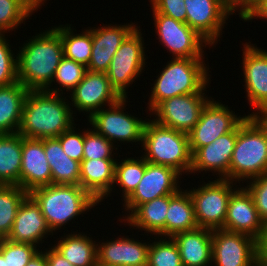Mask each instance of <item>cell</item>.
Wrapping results in <instances>:
<instances>
[{
    "instance_id": "6da1fadb",
    "label": "cell",
    "mask_w": 267,
    "mask_h": 266,
    "mask_svg": "<svg viewBox=\"0 0 267 266\" xmlns=\"http://www.w3.org/2000/svg\"><path fill=\"white\" fill-rule=\"evenodd\" d=\"M66 97L46 90H29L17 133L25 138H57L74 124Z\"/></svg>"
},
{
    "instance_id": "7a4b0ae2",
    "label": "cell",
    "mask_w": 267,
    "mask_h": 266,
    "mask_svg": "<svg viewBox=\"0 0 267 266\" xmlns=\"http://www.w3.org/2000/svg\"><path fill=\"white\" fill-rule=\"evenodd\" d=\"M64 57L60 35L52 28L33 36L17 54L18 82L28 90L50 89Z\"/></svg>"
},
{
    "instance_id": "3957f363",
    "label": "cell",
    "mask_w": 267,
    "mask_h": 266,
    "mask_svg": "<svg viewBox=\"0 0 267 266\" xmlns=\"http://www.w3.org/2000/svg\"><path fill=\"white\" fill-rule=\"evenodd\" d=\"M204 58H172L158 74L149 97L153 111L162 101L185 94L199 93L209 83V68Z\"/></svg>"
},
{
    "instance_id": "277c9868",
    "label": "cell",
    "mask_w": 267,
    "mask_h": 266,
    "mask_svg": "<svg viewBox=\"0 0 267 266\" xmlns=\"http://www.w3.org/2000/svg\"><path fill=\"white\" fill-rule=\"evenodd\" d=\"M29 195L40 206L52 232L60 230L63 225L99 204L80 185L51 184L35 188Z\"/></svg>"
},
{
    "instance_id": "5b68a950",
    "label": "cell",
    "mask_w": 267,
    "mask_h": 266,
    "mask_svg": "<svg viewBox=\"0 0 267 266\" xmlns=\"http://www.w3.org/2000/svg\"><path fill=\"white\" fill-rule=\"evenodd\" d=\"M141 146L145 151L142 157L147 162L170 167L180 175L190 174L192 153L187 133L148 119L144 125Z\"/></svg>"
},
{
    "instance_id": "8992f818",
    "label": "cell",
    "mask_w": 267,
    "mask_h": 266,
    "mask_svg": "<svg viewBox=\"0 0 267 266\" xmlns=\"http://www.w3.org/2000/svg\"><path fill=\"white\" fill-rule=\"evenodd\" d=\"M265 173H267V135L247 115L238 125L237 140L229 167V180L237 184Z\"/></svg>"
},
{
    "instance_id": "52a82bcc",
    "label": "cell",
    "mask_w": 267,
    "mask_h": 266,
    "mask_svg": "<svg viewBox=\"0 0 267 266\" xmlns=\"http://www.w3.org/2000/svg\"><path fill=\"white\" fill-rule=\"evenodd\" d=\"M233 187L232 181L217 178L207 184L204 182L197 189L187 190L193 201L198 227L210 230L224 227L229 199L238 188Z\"/></svg>"
},
{
    "instance_id": "ba28073f",
    "label": "cell",
    "mask_w": 267,
    "mask_h": 266,
    "mask_svg": "<svg viewBox=\"0 0 267 266\" xmlns=\"http://www.w3.org/2000/svg\"><path fill=\"white\" fill-rule=\"evenodd\" d=\"M144 49L140 26H137L118 48L106 71L112 87L122 98H127L126 90L144 70L146 65Z\"/></svg>"
},
{
    "instance_id": "9c48e42d",
    "label": "cell",
    "mask_w": 267,
    "mask_h": 266,
    "mask_svg": "<svg viewBox=\"0 0 267 266\" xmlns=\"http://www.w3.org/2000/svg\"><path fill=\"white\" fill-rule=\"evenodd\" d=\"M127 99L128 97L121 98L115 104L110 105L108 109L102 108L94 112L88 117V121L96 132L113 144L116 141H120V143L141 142L140 144H142L143 130L147 119H138V117L129 115L128 112L124 113Z\"/></svg>"
},
{
    "instance_id": "30bf717a",
    "label": "cell",
    "mask_w": 267,
    "mask_h": 266,
    "mask_svg": "<svg viewBox=\"0 0 267 266\" xmlns=\"http://www.w3.org/2000/svg\"><path fill=\"white\" fill-rule=\"evenodd\" d=\"M155 33L159 42L169 50L173 58H202L203 47L211 44L186 23L161 13H153Z\"/></svg>"
},
{
    "instance_id": "8fae6325",
    "label": "cell",
    "mask_w": 267,
    "mask_h": 266,
    "mask_svg": "<svg viewBox=\"0 0 267 266\" xmlns=\"http://www.w3.org/2000/svg\"><path fill=\"white\" fill-rule=\"evenodd\" d=\"M215 266H261L258 240L244 233L212 230Z\"/></svg>"
},
{
    "instance_id": "7c38bea8",
    "label": "cell",
    "mask_w": 267,
    "mask_h": 266,
    "mask_svg": "<svg viewBox=\"0 0 267 266\" xmlns=\"http://www.w3.org/2000/svg\"><path fill=\"white\" fill-rule=\"evenodd\" d=\"M206 86L199 93L185 94L162 101L150 115L157 124L184 133H189L198 122L206 103Z\"/></svg>"
},
{
    "instance_id": "4fadbf2b",
    "label": "cell",
    "mask_w": 267,
    "mask_h": 266,
    "mask_svg": "<svg viewBox=\"0 0 267 266\" xmlns=\"http://www.w3.org/2000/svg\"><path fill=\"white\" fill-rule=\"evenodd\" d=\"M211 99L203 108L194 128L188 133L190 150L193 154L198 148L214 142L217 138L233 131L247 116H237L228 105ZM231 110V111H230ZM234 112V113H233Z\"/></svg>"
},
{
    "instance_id": "5bb4252c",
    "label": "cell",
    "mask_w": 267,
    "mask_h": 266,
    "mask_svg": "<svg viewBox=\"0 0 267 266\" xmlns=\"http://www.w3.org/2000/svg\"><path fill=\"white\" fill-rule=\"evenodd\" d=\"M180 177V174L170 167L147 162L141 181L123 203L125 211L129 212L123 218L126 219L140 204L176 194L181 189L178 184Z\"/></svg>"
},
{
    "instance_id": "9a60e30c",
    "label": "cell",
    "mask_w": 267,
    "mask_h": 266,
    "mask_svg": "<svg viewBox=\"0 0 267 266\" xmlns=\"http://www.w3.org/2000/svg\"><path fill=\"white\" fill-rule=\"evenodd\" d=\"M184 3L186 24L214 46L233 10L223 0H184Z\"/></svg>"
},
{
    "instance_id": "2e32d148",
    "label": "cell",
    "mask_w": 267,
    "mask_h": 266,
    "mask_svg": "<svg viewBox=\"0 0 267 266\" xmlns=\"http://www.w3.org/2000/svg\"><path fill=\"white\" fill-rule=\"evenodd\" d=\"M70 106L79 112L89 113L101 110L104 106H110L122 97L112 87L105 72L86 71L80 83L71 91ZM72 104V105H71Z\"/></svg>"
},
{
    "instance_id": "e0dca14e",
    "label": "cell",
    "mask_w": 267,
    "mask_h": 266,
    "mask_svg": "<svg viewBox=\"0 0 267 266\" xmlns=\"http://www.w3.org/2000/svg\"><path fill=\"white\" fill-rule=\"evenodd\" d=\"M222 229L244 233L258 241L263 236L264 222L259 217L253 198L245 187H238L232 193Z\"/></svg>"
},
{
    "instance_id": "ac0fdd59",
    "label": "cell",
    "mask_w": 267,
    "mask_h": 266,
    "mask_svg": "<svg viewBox=\"0 0 267 266\" xmlns=\"http://www.w3.org/2000/svg\"><path fill=\"white\" fill-rule=\"evenodd\" d=\"M238 126L231 132L220 136L214 142L198 148L192 154V166L190 174L193 172L210 171L216 172L219 179L229 180V167L237 140ZM214 171V172H213Z\"/></svg>"
},
{
    "instance_id": "d6986e66",
    "label": "cell",
    "mask_w": 267,
    "mask_h": 266,
    "mask_svg": "<svg viewBox=\"0 0 267 266\" xmlns=\"http://www.w3.org/2000/svg\"><path fill=\"white\" fill-rule=\"evenodd\" d=\"M249 43L242 50V65L246 97L254 110L267 106V52Z\"/></svg>"
},
{
    "instance_id": "ffe728a7",
    "label": "cell",
    "mask_w": 267,
    "mask_h": 266,
    "mask_svg": "<svg viewBox=\"0 0 267 266\" xmlns=\"http://www.w3.org/2000/svg\"><path fill=\"white\" fill-rule=\"evenodd\" d=\"M52 184V173L47 161L43 139L22 136L20 187L30 193L33 189Z\"/></svg>"
},
{
    "instance_id": "44dd1931",
    "label": "cell",
    "mask_w": 267,
    "mask_h": 266,
    "mask_svg": "<svg viewBox=\"0 0 267 266\" xmlns=\"http://www.w3.org/2000/svg\"><path fill=\"white\" fill-rule=\"evenodd\" d=\"M135 23L125 25H106L92 28L91 58L87 67L91 72L108 70L112 58L126 37L137 27ZM112 25V26H111Z\"/></svg>"
},
{
    "instance_id": "7402d4cb",
    "label": "cell",
    "mask_w": 267,
    "mask_h": 266,
    "mask_svg": "<svg viewBox=\"0 0 267 266\" xmlns=\"http://www.w3.org/2000/svg\"><path fill=\"white\" fill-rule=\"evenodd\" d=\"M51 233L53 235L40 206L28 195L19 206L12 229L6 239L30 243L37 247L44 242L42 239L47 238L46 236Z\"/></svg>"
},
{
    "instance_id": "603a6c76",
    "label": "cell",
    "mask_w": 267,
    "mask_h": 266,
    "mask_svg": "<svg viewBox=\"0 0 267 266\" xmlns=\"http://www.w3.org/2000/svg\"><path fill=\"white\" fill-rule=\"evenodd\" d=\"M136 240L132 237H119L113 241L97 243V265L147 266L150 244Z\"/></svg>"
},
{
    "instance_id": "cb8c5ba5",
    "label": "cell",
    "mask_w": 267,
    "mask_h": 266,
    "mask_svg": "<svg viewBox=\"0 0 267 266\" xmlns=\"http://www.w3.org/2000/svg\"><path fill=\"white\" fill-rule=\"evenodd\" d=\"M117 159H82L79 185L99 203L109 197L115 182ZM109 195V196H108Z\"/></svg>"
},
{
    "instance_id": "d4e9b609",
    "label": "cell",
    "mask_w": 267,
    "mask_h": 266,
    "mask_svg": "<svg viewBox=\"0 0 267 266\" xmlns=\"http://www.w3.org/2000/svg\"><path fill=\"white\" fill-rule=\"evenodd\" d=\"M183 266H208L212 264V230L197 227L175 234Z\"/></svg>"
},
{
    "instance_id": "484cf974",
    "label": "cell",
    "mask_w": 267,
    "mask_h": 266,
    "mask_svg": "<svg viewBox=\"0 0 267 266\" xmlns=\"http://www.w3.org/2000/svg\"><path fill=\"white\" fill-rule=\"evenodd\" d=\"M169 207V195L140 204L125 220L129 226L142 229L145 233L166 237V213Z\"/></svg>"
},
{
    "instance_id": "4316f807",
    "label": "cell",
    "mask_w": 267,
    "mask_h": 266,
    "mask_svg": "<svg viewBox=\"0 0 267 266\" xmlns=\"http://www.w3.org/2000/svg\"><path fill=\"white\" fill-rule=\"evenodd\" d=\"M43 144L52 173V184L79 185L80 162L65 154L57 138H44Z\"/></svg>"
},
{
    "instance_id": "83f0119b",
    "label": "cell",
    "mask_w": 267,
    "mask_h": 266,
    "mask_svg": "<svg viewBox=\"0 0 267 266\" xmlns=\"http://www.w3.org/2000/svg\"><path fill=\"white\" fill-rule=\"evenodd\" d=\"M28 91L20 82L0 86V134L18 132Z\"/></svg>"
},
{
    "instance_id": "f1b7e54d",
    "label": "cell",
    "mask_w": 267,
    "mask_h": 266,
    "mask_svg": "<svg viewBox=\"0 0 267 266\" xmlns=\"http://www.w3.org/2000/svg\"><path fill=\"white\" fill-rule=\"evenodd\" d=\"M180 189L169 195V207L166 215V238L198 227L192 198L189 192Z\"/></svg>"
},
{
    "instance_id": "f546056e",
    "label": "cell",
    "mask_w": 267,
    "mask_h": 266,
    "mask_svg": "<svg viewBox=\"0 0 267 266\" xmlns=\"http://www.w3.org/2000/svg\"><path fill=\"white\" fill-rule=\"evenodd\" d=\"M96 243L87 234L73 232L64 234L52 247L73 266H98Z\"/></svg>"
},
{
    "instance_id": "4dcf8cb0",
    "label": "cell",
    "mask_w": 267,
    "mask_h": 266,
    "mask_svg": "<svg viewBox=\"0 0 267 266\" xmlns=\"http://www.w3.org/2000/svg\"><path fill=\"white\" fill-rule=\"evenodd\" d=\"M22 135L0 134V185L20 186Z\"/></svg>"
},
{
    "instance_id": "1f68e13d",
    "label": "cell",
    "mask_w": 267,
    "mask_h": 266,
    "mask_svg": "<svg viewBox=\"0 0 267 266\" xmlns=\"http://www.w3.org/2000/svg\"><path fill=\"white\" fill-rule=\"evenodd\" d=\"M53 29L61 37L64 56L88 67L92 50V28L85 29L82 34H75L71 25H60Z\"/></svg>"
},
{
    "instance_id": "d6a6232c",
    "label": "cell",
    "mask_w": 267,
    "mask_h": 266,
    "mask_svg": "<svg viewBox=\"0 0 267 266\" xmlns=\"http://www.w3.org/2000/svg\"><path fill=\"white\" fill-rule=\"evenodd\" d=\"M29 193L18 185H0V239L12 229L17 210Z\"/></svg>"
},
{
    "instance_id": "836d02e7",
    "label": "cell",
    "mask_w": 267,
    "mask_h": 266,
    "mask_svg": "<svg viewBox=\"0 0 267 266\" xmlns=\"http://www.w3.org/2000/svg\"><path fill=\"white\" fill-rule=\"evenodd\" d=\"M123 160V161H122ZM115 164V183L122 188L125 201L136 189L141 181L147 161L143 157L125 158Z\"/></svg>"
},
{
    "instance_id": "e575fe53",
    "label": "cell",
    "mask_w": 267,
    "mask_h": 266,
    "mask_svg": "<svg viewBox=\"0 0 267 266\" xmlns=\"http://www.w3.org/2000/svg\"><path fill=\"white\" fill-rule=\"evenodd\" d=\"M38 8L32 0H0V33L18 28Z\"/></svg>"
},
{
    "instance_id": "d590c367",
    "label": "cell",
    "mask_w": 267,
    "mask_h": 266,
    "mask_svg": "<svg viewBox=\"0 0 267 266\" xmlns=\"http://www.w3.org/2000/svg\"><path fill=\"white\" fill-rule=\"evenodd\" d=\"M86 71L87 67L83 64L77 63L76 61L64 56L60 61L52 80V83L56 81L62 88H51L45 90L51 93H60L61 95L65 94L62 89H66L67 92H71L83 79Z\"/></svg>"
},
{
    "instance_id": "8d00e7d4",
    "label": "cell",
    "mask_w": 267,
    "mask_h": 266,
    "mask_svg": "<svg viewBox=\"0 0 267 266\" xmlns=\"http://www.w3.org/2000/svg\"><path fill=\"white\" fill-rule=\"evenodd\" d=\"M167 239L150 243L147 266H183L177 244L171 237Z\"/></svg>"
},
{
    "instance_id": "74e56055",
    "label": "cell",
    "mask_w": 267,
    "mask_h": 266,
    "mask_svg": "<svg viewBox=\"0 0 267 266\" xmlns=\"http://www.w3.org/2000/svg\"><path fill=\"white\" fill-rule=\"evenodd\" d=\"M39 251V248L30 243L0 239L3 266H26Z\"/></svg>"
},
{
    "instance_id": "f35d334b",
    "label": "cell",
    "mask_w": 267,
    "mask_h": 266,
    "mask_svg": "<svg viewBox=\"0 0 267 266\" xmlns=\"http://www.w3.org/2000/svg\"><path fill=\"white\" fill-rule=\"evenodd\" d=\"M88 129L84 130L83 159H114L113 156L115 153L113 150L118 149L115 147L116 145L96 132L93 128Z\"/></svg>"
},
{
    "instance_id": "ab89813d",
    "label": "cell",
    "mask_w": 267,
    "mask_h": 266,
    "mask_svg": "<svg viewBox=\"0 0 267 266\" xmlns=\"http://www.w3.org/2000/svg\"><path fill=\"white\" fill-rule=\"evenodd\" d=\"M8 41L5 34L0 33V86L18 82L17 55L11 50Z\"/></svg>"
},
{
    "instance_id": "60d3db41",
    "label": "cell",
    "mask_w": 267,
    "mask_h": 266,
    "mask_svg": "<svg viewBox=\"0 0 267 266\" xmlns=\"http://www.w3.org/2000/svg\"><path fill=\"white\" fill-rule=\"evenodd\" d=\"M245 187L253 198L254 205L257 209L261 220L267 222V173L258 176L257 178L247 181Z\"/></svg>"
},
{
    "instance_id": "b9f144b4",
    "label": "cell",
    "mask_w": 267,
    "mask_h": 266,
    "mask_svg": "<svg viewBox=\"0 0 267 266\" xmlns=\"http://www.w3.org/2000/svg\"><path fill=\"white\" fill-rule=\"evenodd\" d=\"M76 126L63 132L57 137L65 154L78 162L83 159L84 131L75 132ZM82 132V133H81Z\"/></svg>"
},
{
    "instance_id": "7bdbcfd3",
    "label": "cell",
    "mask_w": 267,
    "mask_h": 266,
    "mask_svg": "<svg viewBox=\"0 0 267 266\" xmlns=\"http://www.w3.org/2000/svg\"><path fill=\"white\" fill-rule=\"evenodd\" d=\"M153 13H161L186 23L184 0H150Z\"/></svg>"
},
{
    "instance_id": "ee69618b",
    "label": "cell",
    "mask_w": 267,
    "mask_h": 266,
    "mask_svg": "<svg viewBox=\"0 0 267 266\" xmlns=\"http://www.w3.org/2000/svg\"><path fill=\"white\" fill-rule=\"evenodd\" d=\"M265 0H243L234 10L233 14L238 10L239 17L244 21L246 18Z\"/></svg>"
},
{
    "instance_id": "f6af8a7d",
    "label": "cell",
    "mask_w": 267,
    "mask_h": 266,
    "mask_svg": "<svg viewBox=\"0 0 267 266\" xmlns=\"http://www.w3.org/2000/svg\"><path fill=\"white\" fill-rule=\"evenodd\" d=\"M47 260V266H73L68 260H66L59 252L53 247L44 251Z\"/></svg>"
},
{
    "instance_id": "bcb514c9",
    "label": "cell",
    "mask_w": 267,
    "mask_h": 266,
    "mask_svg": "<svg viewBox=\"0 0 267 266\" xmlns=\"http://www.w3.org/2000/svg\"><path fill=\"white\" fill-rule=\"evenodd\" d=\"M248 116L267 135V106L255 109L254 112H252Z\"/></svg>"
},
{
    "instance_id": "7dc6e473",
    "label": "cell",
    "mask_w": 267,
    "mask_h": 266,
    "mask_svg": "<svg viewBox=\"0 0 267 266\" xmlns=\"http://www.w3.org/2000/svg\"><path fill=\"white\" fill-rule=\"evenodd\" d=\"M258 245L261 266H267V222L264 223L263 236L258 241Z\"/></svg>"
},
{
    "instance_id": "c3c4849f",
    "label": "cell",
    "mask_w": 267,
    "mask_h": 266,
    "mask_svg": "<svg viewBox=\"0 0 267 266\" xmlns=\"http://www.w3.org/2000/svg\"><path fill=\"white\" fill-rule=\"evenodd\" d=\"M265 19L267 20V0L262 2L245 20L250 21L252 19Z\"/></svg>"
},
{
    "instance_id": "681fc988",
    "label": "cell",
    "mask_w": 267,
    "mask_h": 266,
    "mask_svg": "<svg viewBox=\"0 0 267 266\" xmlns=\"http://www.w3.org/2000/svg\"><path fill=\"white\" fill-rule=\"evenodd\" d=\"M26 266H47V260L45 253L39 251Z\"/></svg>"
},
{
    "instance_id": "f907efd6",
    "label": "cell",
    "mask_w": 267,
    "mask_h": 266,
    "mask_svg": "<svg viewBox=\"0 0 267 266\" xmlns=\"http://www.w3.org/2000/svg\"><path fill=\"white\" fill-rule=\"evenodd\" d=\"M232 10H234L243 0H223Z\"/></svg>"
},
{
    "instance_id": "816d5d0a",
    "label": "cell",
    "mask_w": 267,
    "mask_h": 266,
    "mask_svg": "<svg viewBox=\"0 0 267 266\" xmlns=\"http://www.w3.org/2000/svg\"><path fill=\"white\" fill-rule=\"evenodd\" d=\"M39 8L44 5L45 0H32Z\"/></svg>"
},
{
    "instance_id": "f5cc1de1",
    "label": "cell",
    "mask_w": 267,
    "mask_h": 266,
    "mask_svg": "<svg viewBox=\"0 0 267 266\" xmlns=\"http://www.w3.org/2000/svg\"><path fill=\"white\" fill-rule=\"evenodd\" d=\"M0 266H3V255L1 252H0Z\"/></svg>"
}]
</instances>
